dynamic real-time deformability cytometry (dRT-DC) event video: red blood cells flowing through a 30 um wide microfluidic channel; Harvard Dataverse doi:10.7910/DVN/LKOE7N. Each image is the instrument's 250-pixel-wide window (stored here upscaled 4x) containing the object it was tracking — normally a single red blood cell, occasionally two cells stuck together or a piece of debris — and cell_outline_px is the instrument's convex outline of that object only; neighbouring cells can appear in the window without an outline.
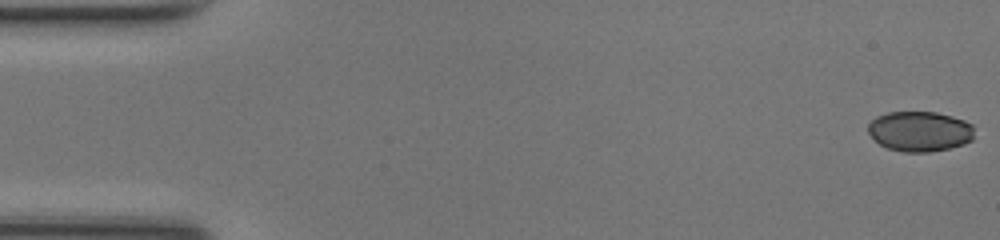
{"species": "common noctule bat (a hibernating species)", "species_latin": "Nyctalus noctula", "temperature_condition": "room temperature", "stored_images_in_passage": 49, "camera_frame_rate_fps": 3000, "um_per_image_px": 0.085, "animal": {"sex": "female", "body_mass_g": 17.0, "forearm_length_mm": 48.0}, "frame": {"image": 1, "passage_image": 1, "time_ms": 0.0, "image_size_px": [1000, 240], "cell_outline_px": [[972, 140], [964, 144], [948, 148], [928, 152], [904, 152], [888, 148], [880, 144], [868, 132], [868, 124], [876, 116], [888, 112], [936, 112], [952, 116], [964, 120], [972, 124]], "centroid_in_image_um": [78.17, 11.15], "position_along_channel_um": 6.8, "area_um2": 24.74}}
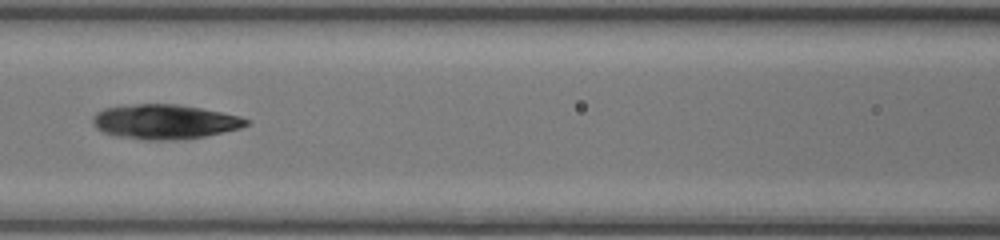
{"frame": {"image": 2, "passage_image": 22, "time_ms": 7.0, "image_size_px": [1000, 240], "cell_outline_px": [[252, 120], [248, 124], [240, 128], [204, 136], [168, 140], [144, 140], [116, 136], [104, 132], [96, 128], [92, 124], [92, 116], [96, 112], [104, 108], [136, 104], [180, 104], [240, 116]], "centroid_in_image_um": [13.97, 10.34], "position_along_channel_um": 152.6, "area_um2": 30.87}}
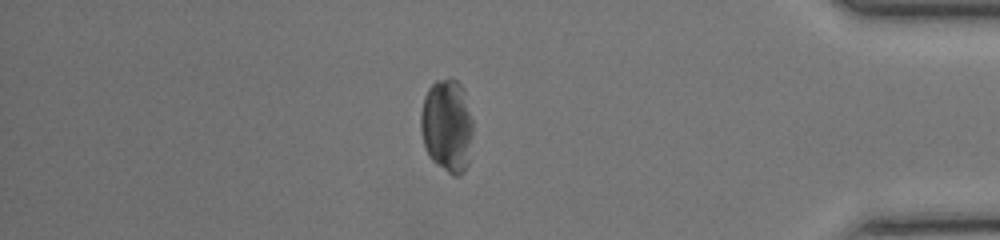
{"frame": {"image": 3, "passage_image": 42, "time_ms": 13.667, "image_size_px": [1000, 240], "cell_outline_px": [[472, 136], [468, 164], [464, 172], [460, 176], [452, 176], [436, 164], [428, 156], [424, 144], [420, 128], [420, 112], [424, 96], [428, 88], [436, 80], [452, 76], [464, 88], [472, 120]], "centroid_in_image_um": [37.99, 10.67], "position_along_channel_um": 397.2, "area_um2": 28.9}, "authors_computed_cell_mechanics": {"area_um2": 28.9, "velocity_mm_per_s": 4.2349, "shape_relaxation_time_tau1_ms": 3.0, "shape_relaxation_time_tau2_ms": 6.8055, "deformation_change_tau1": 0.111, "deformation_change_tau2": 0.1197}}